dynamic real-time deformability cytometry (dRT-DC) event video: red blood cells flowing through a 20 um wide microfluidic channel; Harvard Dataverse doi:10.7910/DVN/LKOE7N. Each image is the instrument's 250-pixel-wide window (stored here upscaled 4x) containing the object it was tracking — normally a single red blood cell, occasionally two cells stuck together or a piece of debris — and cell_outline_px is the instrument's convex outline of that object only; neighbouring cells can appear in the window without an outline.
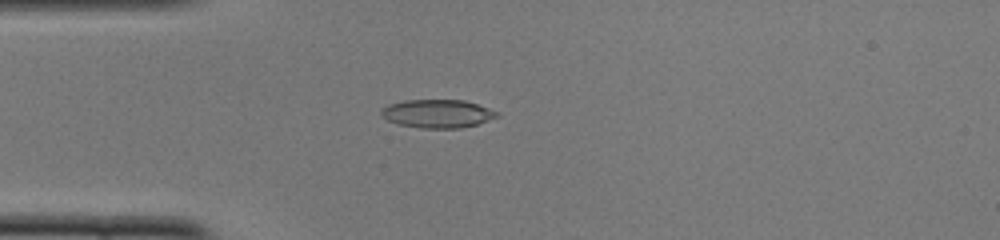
{"species": "common noctule bat (a hibernating species)", "species_latin": "Nyctalus noctula", "temperature_condition": "cold", "stored_images_in_passage": 49, "camera_frame_rate_fps": 3000, "um_per_image_px": 0.085, "animal": {"sex": "female", "body_mass_g": 22.0, "forearm_length_mm": 56.7}, "frame": {"image": 1, "passage_image": 12, "time_ms": 3.667, "image_size_px": [1000, 240], "cell_outline_px": [[500, 116], [476, 124], [460, 128], [420, 128], [396, 124], [380, 116], [380, 112], [388, 104], [404, 100], [464, 100], [500, 112]], "centroid_in_image_um": [37.17, 9.66], "position_along_channel_um": 47.8, "area_um2": 19.13}}
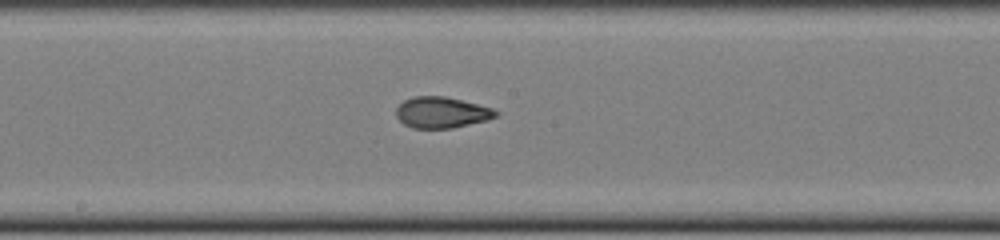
{"frame": {"image": 2, "passage_image": 25, "time_ms": 8.0, "image_size_px": [1000, 240], "cell_outline_px": [[500, 112], [496, 116], [488, 120], [452, 128], [412, 128], [404, 124], [396, 116], [396, 108], [404, 100], [412, 96], [444, 96], [492, 108]], "centroid_in_image_um": [37.52, 9.56], "position_along_channel_um": 210.7, "area_um2": 17.98}}
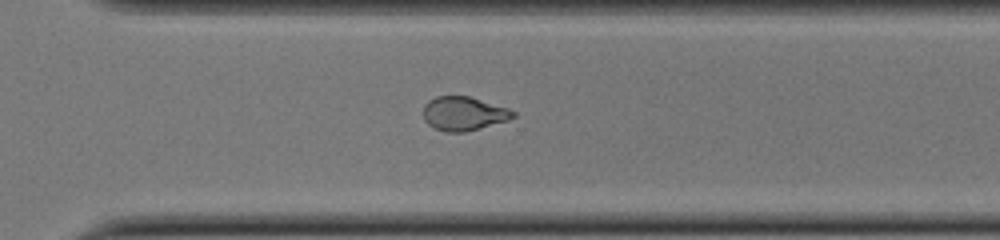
{"frame": {"image": 3, "passage_image": 34, "time_ms": 11.0, "image_size_px": [1000, 240], "cell_outline_px": [[516, 116], [508, 120], [480, 128], [464, 132], [448, 132], [436, 128], [428, 124], [424, 120], [424, 104], [428, 100], [436, 96], [468, 96], [508, 108], [516, 112]], "centroid_in_image_um": [39.41, 9.65], "position_along_channel_um": 331.2, "area_um2": 17.63}, "authors_computed_cell_mechanics": {"area_um2": 18.6694, "velocity_mm_per_s": 4.0168, "shape_relaxation_time_tau1_ms": 10.0568, "shape_relaxation_time_tau2_ms": 1.7666, "deformation_change_tau1": 0.2618, "deformation_change_tau2": 0.08}}